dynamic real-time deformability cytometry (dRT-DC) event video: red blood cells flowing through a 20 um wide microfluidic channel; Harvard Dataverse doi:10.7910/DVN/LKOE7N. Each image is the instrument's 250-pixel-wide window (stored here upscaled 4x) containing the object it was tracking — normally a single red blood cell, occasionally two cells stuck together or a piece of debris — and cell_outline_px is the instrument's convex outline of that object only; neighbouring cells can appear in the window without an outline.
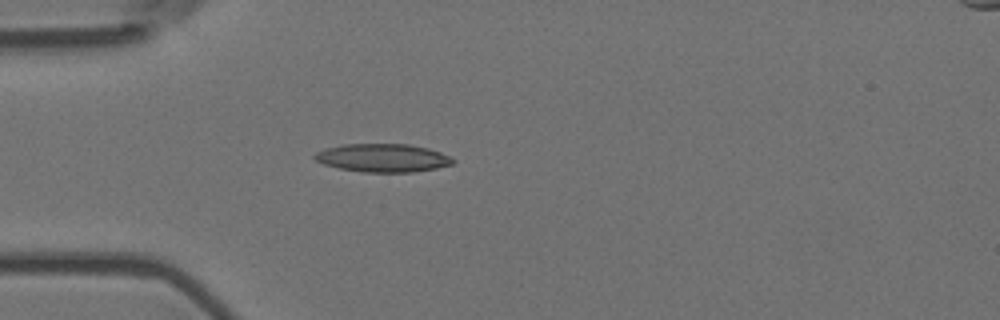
{"species": "Egyptian fruit bat (a non-hibernating species)", "species_latin": "Rousettus aegyptiacus", "temperature_condition": "room temperature", "stored_images_in_passage": 8, "camera_frame_rate_fps": 3000, "um_per_image_px": 0.085, "animal": {"sex": "female"}, "frame": {"image": 1, "passage_image": 1, "time_ms": 0.0, "image_size_px": [1000, 320], "cell_outline_px": [[456, 160], [452, 164], [436, 168], [412, 172], [360, 172], [340, 168], [324, 164], [316, 160], [312, 156], [316, 152], [324, 148], [344, 144], [408, 144], [428, 148], [440, 152]], "centroid_in_image_um": [32.51, 13.42], "position_along_channel_um": 52.5, "area_um2": 22.72}}
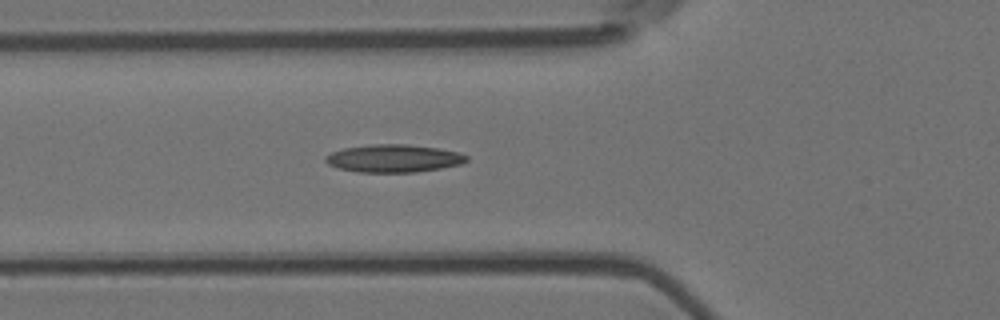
{"frame": {"image": 2, "passage_image": 5, "time_ms": 1.333, "image_size_px": [1000, 320], "cell_outline_px": [[468, 160], [460, 164], [440, 168], [416, 172], [356, 172], [340, 168], [328, 164], [324, 160], [324, 156], [332, 152], [344, 148], [372, 144], [408, 144], [436, 148], [460, 152], [468, 156]], "centroid_in_image_um": [33.45, 13.46], "position_along_channel_um": 92.3, "area_um2": 22.77}}
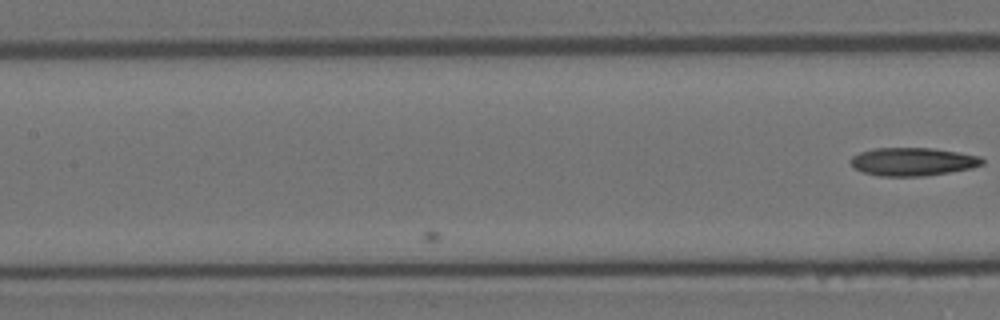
{"frame": {"image": 3, "passage_image": 8, "time_ms": 2.333, "image_size_px": [1000, 320], "cell_outline_px": [[984, 164], [972, 168], [924, 176], [880, 176], [864, 172], [852, 168], [848, 160], [852, 156], [860, 152], [872, 148], [932, 148], [980, 156], [984, 160]], "centroid_in_image_um": [77.54, 13.74], "position_along_channel_um": 129.9, "area_um2": 21.68}}